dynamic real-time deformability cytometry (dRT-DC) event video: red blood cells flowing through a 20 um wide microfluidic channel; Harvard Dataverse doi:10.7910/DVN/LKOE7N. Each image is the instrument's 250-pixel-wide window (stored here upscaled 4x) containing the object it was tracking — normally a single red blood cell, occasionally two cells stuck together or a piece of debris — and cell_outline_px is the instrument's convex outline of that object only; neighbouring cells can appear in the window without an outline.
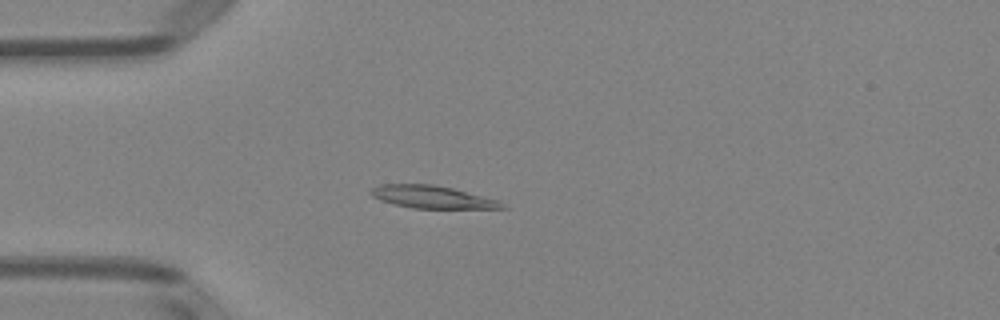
{"species": "Egyptian fruit bat (a non-hibernating species)", "species_latin": "Rousettus aegyptiacus", "temperature_condition": "room temperature", "stored_images_in_passage": 50, "camera_frame_rate_fps": 3000, "um_per_image_px": 0.085, "animal": {"sex": "female"}, "frame": {"image": 1, "passage_image": 13, "time_ms": 4.0, "image_size_px": [1000, 320], "cell_outline_px": [[508, 208], [412, 208], [380, 200], [372, 196], [368, 192], [372, 188], [380, 184], [432, 184], [452, 188], [500, 200]], "centroid_in_image_um": [36.73, 16.74], "position_along_channel_um": 48.3, "area_um2": 17.17}}
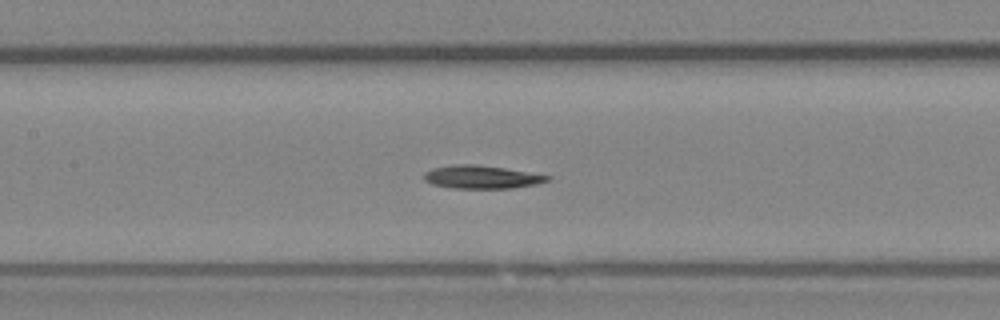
{"frame": {"image": 2, "passage_image": 23, "time_ms": 7.333, "image_size_px": [1000, 320], "cell_outline_px": [[552, 180], [536, 184], [512, 188], [452, 188], [432, 184], [424, 180], [424, 172], [432, 168], [456, 164], [476, 164], [504, 168], [552, 176]], "centroid_in_image_um": [40.94, 15.04], "position_along_channel_um": 166.5, "area_um2": 16.65}}
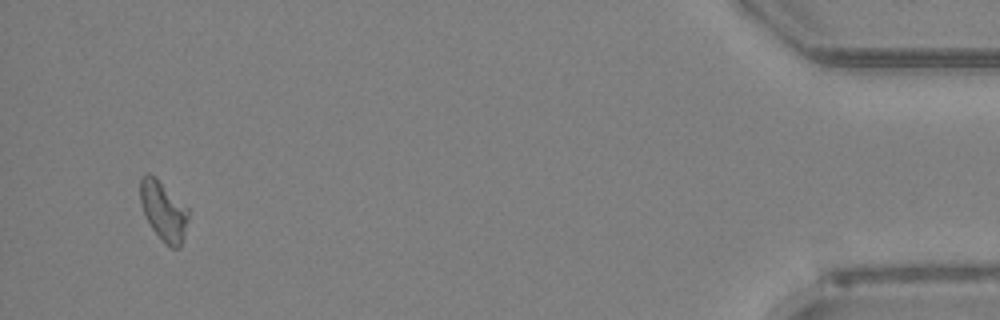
{"frame": {"image": 3, "passage_image": 48, "time_ms": 15.667, "image_size_px": [1000, 320], "cell_outline_px": [[188, 220], [180, 248], [172, 248], [152, 228], [140, 204], [140, 176], [148, 172], [156, 176], [188, 208]], "centroid_in_image_um": [13.89, 17.85], "position_along_channel_um": 421.3, "area_um2": 16.47}, "authors_computed_cell_mechanics": {"area_um2": 16.7042, "velocity_mm_per_s": 3.9798, "shape_relaxation_time_tau1_ms": 5.9013, "shape_relaxation_time_tau2_ms": null, "deformation_change_tau1": 0.1563, "deformation_change_tau2": null}}